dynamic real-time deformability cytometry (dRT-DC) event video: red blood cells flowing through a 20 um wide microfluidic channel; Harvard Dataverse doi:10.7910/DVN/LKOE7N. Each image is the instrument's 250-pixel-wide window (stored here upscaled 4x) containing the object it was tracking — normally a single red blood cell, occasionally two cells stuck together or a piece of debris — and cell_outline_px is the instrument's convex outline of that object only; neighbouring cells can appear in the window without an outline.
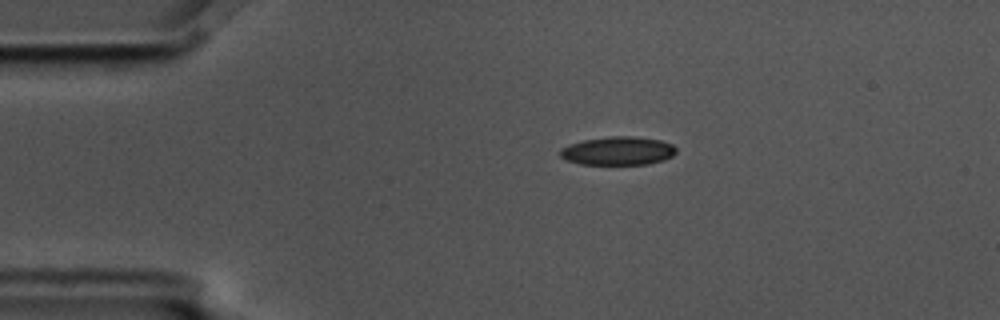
{"species": "common noctule bat (a hibernating species)", "species_latin": "Nyctalus noctula", "temperature_condition": "cold", "stored_images_in_passage": 15, "camera_frame_rate_fps": 3000, "um_per_image_px": 0.085, "animal": {"sex": "male", "body_mass_g": 17.5, "forearm_length_mm": 52.3}, "frame": {"image": 1, "passage_image": 3, "time_ms": 0.667, "image_size_px": [1000, 320], "cell_outline_px": [[676, 152], [672, 156], [664, 160], [648, 164], [580, 164], [568, 160], [560, 156], [560, 148], [568, 144], [584, 140], [608, 136], [636, 136], [660, 140], [672, 144], [676, 148]], "centroid_in_image_um": [52.53, 12.81], "position_along_channel_um": 32.5, "area_um2": 19.31}}
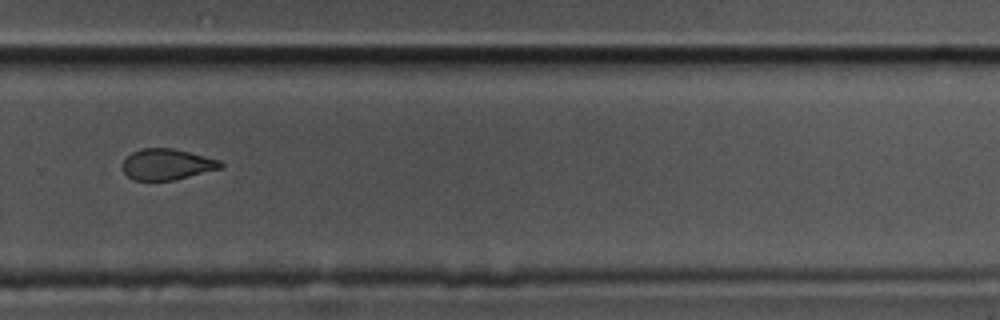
{"frame": {"image": 2, "passage_image": 11, "time_ms": 3.333, "image_size_px": [1000, 320], "cell_outline_px": [[224, 168], [176, 180], [132, 180], [124, 172], [120, 164], [132, 152], [140, 148], [172, 148], [220, 160], [224, 164]], "centroid_in_image_um": [14.2, 13.98], "position_along_channel_um": 315.6, "area_um2": 17.92}}
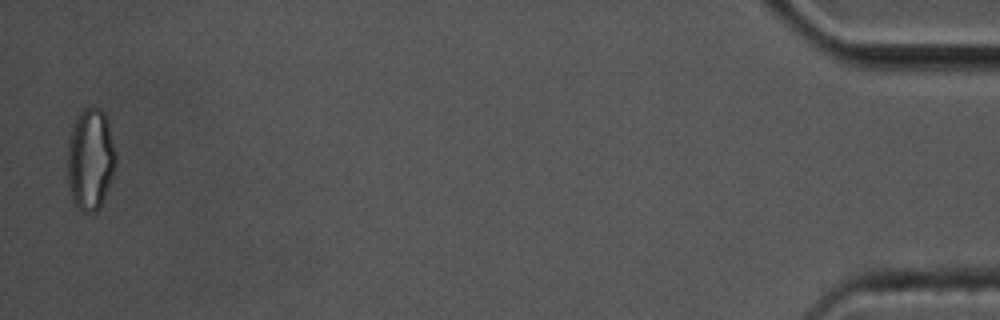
{"frame": {"image": 3, "passage_image": 15, "time_ms": 4.667, "image_size_px": [1000, 320], "cell_outline_px": [[116, 164], [112, 176], [100, 208], [96, 212], [84, 212], [72, 200], [68, 180], [68, 144], [72, 128], [80, 112], [84, 108], [100, 108], [104, 112], [108, 124], [116, 152]], "centroid_in_image_um": [7.69, 13.55], "position_along_channel_um": 427.5, "area_um2": 28.26}}